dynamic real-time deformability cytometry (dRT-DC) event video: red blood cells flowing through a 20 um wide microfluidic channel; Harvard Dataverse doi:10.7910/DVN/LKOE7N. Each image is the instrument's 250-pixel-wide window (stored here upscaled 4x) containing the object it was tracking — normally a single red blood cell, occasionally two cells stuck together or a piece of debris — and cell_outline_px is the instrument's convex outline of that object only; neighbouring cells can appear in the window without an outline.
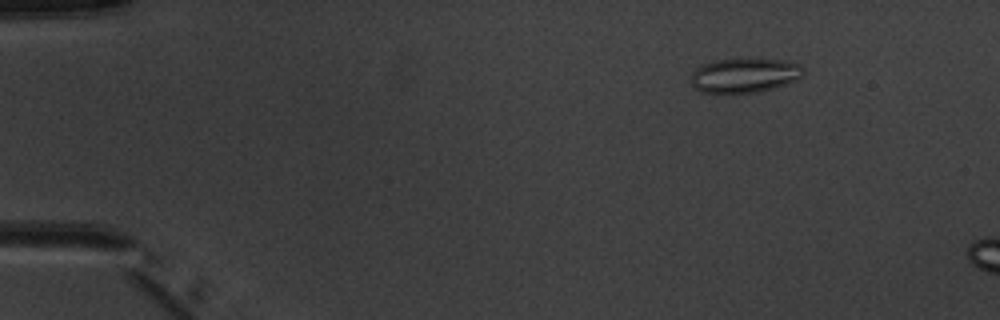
{"species": "common noctule bat (a hibernating species)", "species_latin": "Nyctalus noctula", "temperature_condition": "warm", "stored_images_in_passage": 4, "camera_frame_rate_fps": 3000, "um_per_image_px": 0.085, "animal": {"sex": "male", "body_mass_g": 20.1, "forearm_length_mm": 53.5}, "frame": {"image": 1, "passage_image": 2, "time_ms": 1.0, "image_size_px": [1000, 320], "cell_outline_px": [[804, 76], [796, 80], [772, 88], [756, 92], [700, 92], [692, 84], [692, 72], [700, 64], [712, 60], [784, 60], [800, 64], [804, 68]], "centroid_in_image_um": [63.29, 6.4], "position_along_channel_um": 21.7, "area_um2": 22.2}}